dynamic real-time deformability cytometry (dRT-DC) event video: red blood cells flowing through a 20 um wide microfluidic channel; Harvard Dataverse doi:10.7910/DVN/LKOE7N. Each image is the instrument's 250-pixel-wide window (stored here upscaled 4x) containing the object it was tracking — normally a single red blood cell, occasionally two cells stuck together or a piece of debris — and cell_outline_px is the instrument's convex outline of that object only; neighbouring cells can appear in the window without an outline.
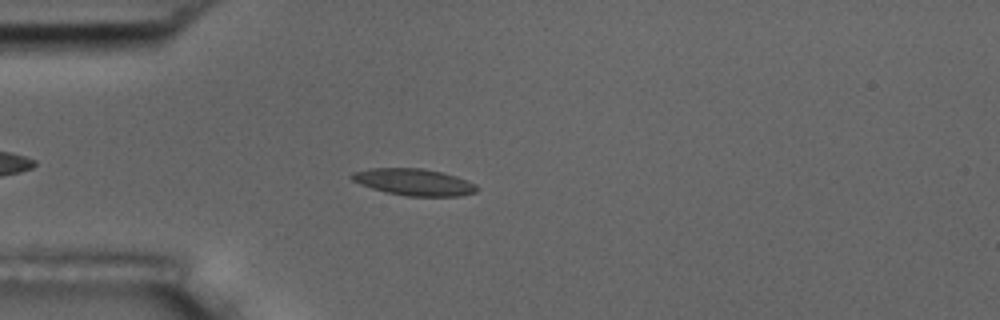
{"species": "common noctule bat (a hibernating species)", "species_latin": "Nyctalus noctula", "temperature_condition": "room temperature", "stored_images_in_passage": 44, "camera_frame_rate_fps": 3000, "um_per_image_px": 0.085, "animal": {"sex": "male", "body_mass_g": 17.5, "forearm_length_mm": 52.3}, "frame": {"image": 1, "passage_image": 5, "time_ms": 1.333, "image_size_px": [1000, 320], "cell_outline_px": [[480, 188], [476, 192], [460, 196], [404, 196], [384, 192], [360, 184], [352, 180], [348, 176], [352, 172], [372, 168], [424, 168], [456, 176], [468, 180], [476, 184]], "centroid_in_image_um": [35.19, 15.48], "position_along_channel_um": 49.8, "area_um2": 19.71}}
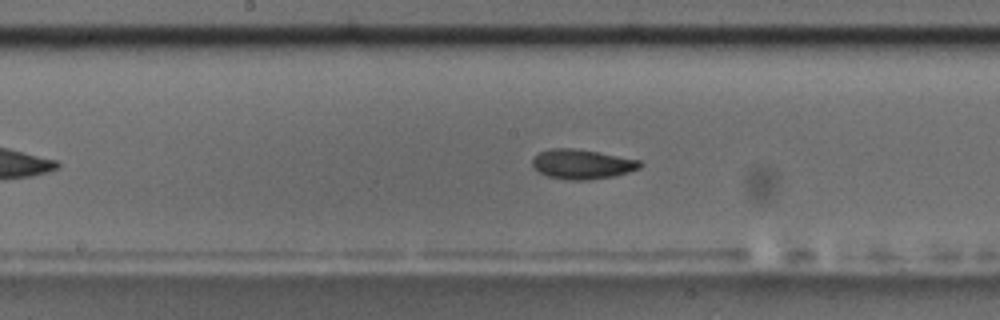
{"frame": {"image": 2, "passage_image": 18, "time_ms": 5.667, "image_size_px": [1000, 320], "cell_outline_px": [[644, 164], [640, 168], [616, 176], [588, 180], [568, 180], [548, 176], [540, 172], [532, 164], [532, 160], [540, 152], [552, 148], [572, 148], [596, 152], [640, 160]], "centroid_in_image_um": [49.51, 13.96], "position_along_channel_um": 198.7, "area_um2": 18.44}}
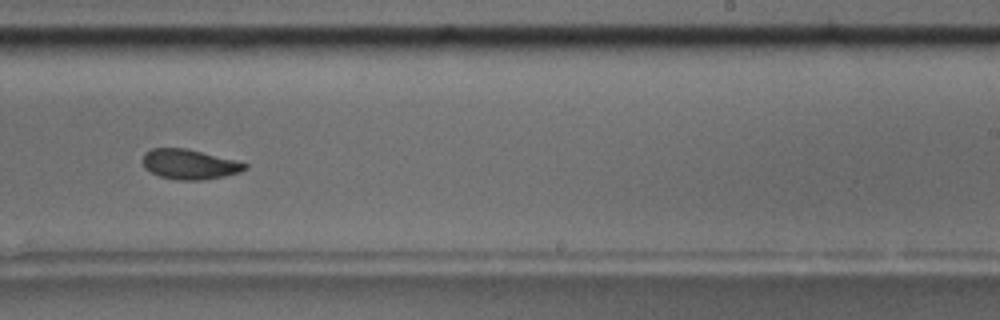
{"frame": {"image": 3, "passage_image": 24, "time_ms": 7.667, "image_size_px": [1000, 320], "cell_outline_px": [[248, 168], [240, 172], [224, 176], [204, 180], [176, 180], [160, 176], [144, 168], [144, 152], [152, 148], [184, 148], [248, 164]], "centroid_in_image_um": [16.09, 13.98], "position_along_channel_um": 272.9, "area_um2": 17.51}, "authors_computed_cell_mechanics": {"area_um2": 18.5538, "velocity_mm_per_s": 3.7224, "shape_relaxation_time_tau1_ms": 4.1455, "shape_relaxation_time_tau2_ms": 3.7133, "deformation_change_tau1": 0.147, "deformation_change_tau2": 0.0928}}